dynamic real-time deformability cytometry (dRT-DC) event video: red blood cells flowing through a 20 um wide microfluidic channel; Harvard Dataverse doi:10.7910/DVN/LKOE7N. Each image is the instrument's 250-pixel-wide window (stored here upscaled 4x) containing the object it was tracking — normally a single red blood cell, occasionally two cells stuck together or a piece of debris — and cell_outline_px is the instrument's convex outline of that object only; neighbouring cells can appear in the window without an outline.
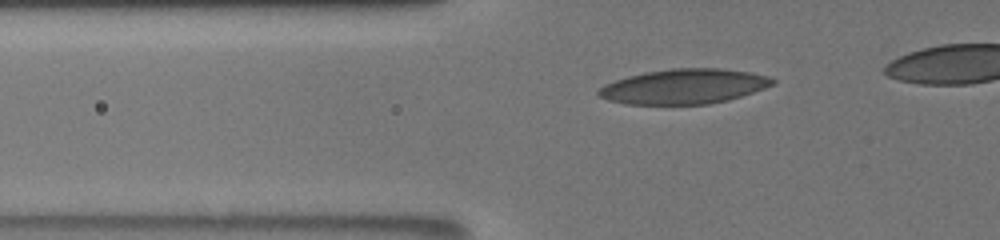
{"species": "human", "species_latin": "Homo sapiens", "temperature_condition": "room temperature", "stored_images_in_passage": 38, "camera_frame_rate_fps": 3000, "um_per_image_px": 0.085, "donor": {"sex": "male"}, "frame": {"image": 1, "passage_image": 7, "time_ms": 2.0, "image_size_px": [1000, 240], "cell_outline_px": [[776, 84], [728, 100], [708, 104], [624, 104], [608, 100], [600, 96], [596, 92], [604, 84], [628, 76], [648, 72], [672, 68], [720, 68], [748, 72], [768, 76], [776, 80]], "centroid_in_image_um": [58.14, 7.35], "position_along_channel_um": 67.7, "area_um2": 35.2}}
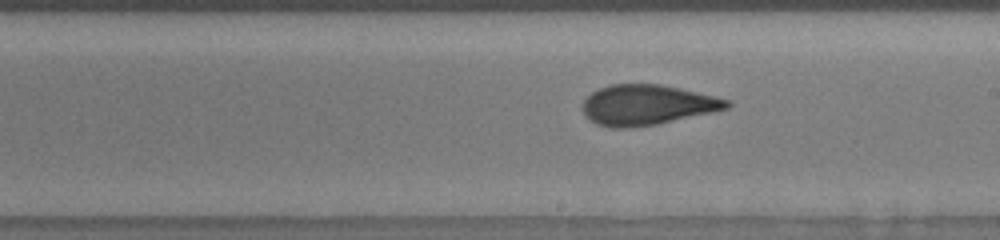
{"frame": {"image": 2, "passage_image": 21, "time_ms": 6.667, "image_size_px": [1000, 240], "cell_outline_px": [[732, 104], [728, 108], [712, 112], [656, 124], [628, 128], [612, 128], [596, 124], [584, 116], [584, 100], [592, 92], [608, 84], [660, 84], [680, 88], [728, 100]], "centroid_in_image_um": [54.97, 8.92], "position_along_channel_um": 234.0, "area_um2": 33.52}}
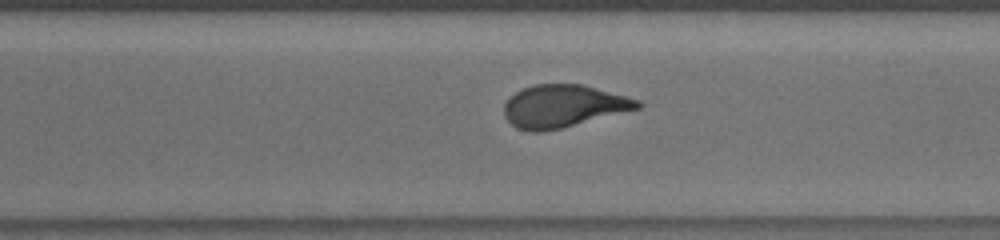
{"frame": {"image": 3, "passage_image": 28, "time_ms": 9.0, "image_size_px": [1000, 240], "cell_outline_px": [[644, 104], [640, 108], [544, 132], [532, 132], [516, 128], [504, 116], [504, 104], [516, 92], [524, 88], [536, 84], [580, 84], [640, 100]], "centroid_in_image_um": [47.87, 9.03], "position_along_channel_um": 322.7, "area_um2": 32.66}}